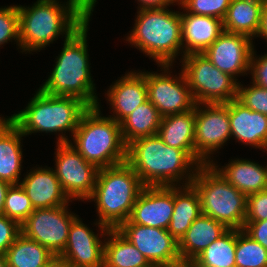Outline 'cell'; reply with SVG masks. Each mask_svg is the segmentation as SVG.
<instances>
[{
    "mask_svg": "<svg viewBox=\"0 0 267 267\" xmlns=\"http://www.w3.org/2000/svg\"><path fill=\"white\" fill-rule=\"evenodd\" d=\"M158 267H189V262H180L169 266H158Z\"/></svg>",
    "mask_w": 267,
    "mask_h": 267,
    "instance_id": "45",
    "label": "cell"
},
{
    "mask_svg": "<svg viewBox=\"0 0 267 267\" xmlns=\"http://www.w3.org/2000/svg\"><path fill=\"white\" fill-rule=\"evenodd\" d=\"M183 57L203 53L223 32V20L181 12Z\"/></svg>",
    "mask_w": 267,
    "mask_h": 267,
    "instance_id": "21",
    "label": "cell"
},
{
    "mask_svg": "<svg viewBox=\"0 0 267 267\" xmlns=\"http://www.w3.org/2000/svg\"><path fill=\"white\" fill-rule=\"evenodd\" d=\"M96 2L37 0L32 6L18 5L21 52H40L60 35L68 39L91 18Z\"/></svg>",
    "mask_w": 267,
    "mask_h": 267,
    "instance_id": "1",
    "label": "cell"
},
{
    "mask_svg": "<svg viewBox=\"0 0 267 267\" xmlns=\"http://www.w3.org/2000/svg\"><path fill=\"white\" fill-rule=\"evenodd\" d=\"M162 116L158 109L147 100L120 122L125 145L139 138L157 135Z\"/></svg>",
    "mask_w": 267,
    "mask_h": 267,
    "instance_id": "28",
    "label": "cell"
},
{
    "mask_svg": "<svg viewBox=\"0 0 267 267\" xmlns=\"http://www.w3.org/2000/svg\"><path fill=\"white\" fill-rule=\"evenodd\" d=\"M29 171L19 184L34 209L60 207L72 202L63 192L52 167H36Z\"/></svg>",
    "mask_w": 267,
    "mask_h": 267,
    "instance_id": "20",
    "label": "cell"
},
{
    "mask_svg": "<svg viewBox=\"0 0 267 267\" xmlns=\"http://www.w3.org/2000/svg\"><path fill=\"white\" fill-rule=\"evenodd\" d=\"M230 138L228 103L195 105V161L200 166L211 164L214 152Z\"/></svg>",
    "mask_w": 267,
    "mask_h": 267,
    "instance_id": "10",
    "label": "cell"
},
{
    "mask_svg": "<svg viewBox=\"0 0 267 267\" xmlns=\"http://www.w3.org/2000/svg\"><path fill=\"white\" fill-rule=\"evenodd\" d=\"M56 145L53 170L63 192L70 201H88L93 194L99 168L86 161L70 143Z\"/></svg>",
    "mask_w": 267,
    "mask_h": 267,
    "instance_id": "11",
    "label": "cell"
},
{
    "mask_svg": "<svg viewBox=\"0 0 267 267\" xmlns=\"http://www.w3.org/2000/svg\"><path fill=\"white\" fill-rule=\"evenodd\" d=\"M12 40L20 48L18 5L0 8V47Z\"/></svg>",
    "mask_w": 267,
    "mask_h": 267,
    "instance_id": "35",
    "label": "cell"
},
{
    "mask_svg": "<svg viewBox=\"0 0 267 267\" xmlns=\"http://www.w3.org/2000/svg\"><path fill=\"white\" fill-rule=\"evenodd\" d=\"M267 220V190L247 195L245 221Z\"/></svg>",
    "mask_w": 267,
    "mask_h": 267,
    "instance_id": "37",
    "label": "cell"
},
{
    "mask_svg": "<svg viewBox=\"0 0 267 267\" xmlns=\"http://www.w3.org/2000/svg\"><path fill=\"white\" fill-rule=\"evenodd\" d=\"M68 206L35 209L21 224V233L60 256L67 244L70 226L78 216L69 212Z\"/></svg>",
    "mask_w": 267,
    "mask_h": 267,
    "instance_id": "12",
    "label": "cell"
},
{
    "mask_svg": "<svg viewBox=\"0 0 267 267\" xmlns=\"http://www.w3.org/2000/svg\"><path fill=\"white\" fill-rule=\"evenodd\" d=\"M211 165L232 186L246 195L267 190V165L264 167L255 161L243 158L231 159L228 164L221 168L214 161Z\"/></svg>",
    "mask_w": 267,
    "mask_h": 267,
    "instance_id": "23",
    "label": "cell"
},
{
    "mask_svg": "<svg viewBox=\"0 0 267 267\" xmlns=\"http://www.w3.org/2000/svg\"><path fill=\"white\" fill-rule=\"evenodd\" d=\"M243 230L267 249V220L245 221Z\"/></svg>",
    "mask_w": 267,
    "mask_h": 267,
    "instance_id": "40",
    "label": "cell"
},
{
    "mask_svg": "<svg viewBox=\"0 0 267 267\" xmlns=\"http://www.w3.org/2000/svg\"><path fill=\"white\" fill-rule=\"evenodd\" d=\"M144 187L127 162L99 168L93 194L88 199L96 203L98 222L109 229H117L129 219Z\"/></svg>",
    "mask_w": 267,
    "mask_h": 267,
    "instance_id": "6",
    "label": "cell"
},
{
    "mask_svg": "<svg viewBox=\"0 0 267 267\" xmlns=\"http://www.w3.org/2000/svg\"><path fill=\"white\" fill-rule=\"evenodd\" d=\"M228 228L212 217L201 214L178 242L182 262L193 261L209 244L216 241Z\"/></svg>",
    "mask_w": 267,
    "mask_h": 267,
    "instance_id": "24",
    "label": "cell"
},
{
    "mask_svg": "<svg viewBox=\"0 0 267 267\" xmlns=\"http://www.w3.org/2000/svg\"><path fill=\"white\" fill-rule=\"evenodd\" d=\"M104 239V262L109 267H153L144 255L116 229Z\"/></svg>",
    "mask_w": 267,
    "mask_h": 267,
    "instance_id": "29",
    "label": "cell"
},
{
    "mask_svg": "<svg viewBox=\"0 0 267 267\" xmlns=\"http://www.w3.org/2000/svg\"><path fill=\"white\" fill-rule=\"evenodd\" d=\"M236 267H267V249L243 229H236Z\"/></svg>",
    "mask_w": 267,
    "mask_h": 267,
    "instance_id": "32",
    "label": "cell"
},
{
    "mask_svg": "<svg viewBox=\"0 0 267 267\" xmlns=\"http://www.w3.org/2000/svg\"><path fill=\"white\" fill-rule=\"evenodd\" d=\"M138 9L164 8L178 4V0H137ZM175 3V4H174Z\"/></svg>",
    "mask_w": 267,
    "mask_h": 267,
    "instance_id": "41",
    "label": "cell"
},
{
    "mask_svg": "<svg viewBox=\"0 0 267 267\" xmlns=\"http://www.w3.org/2000/svg\"><path fill=\"white\" fill-rule=\"evenodd\" d=\"M0 267H8L5 255H0Z\"/></svg>",
    "mask_w": 267,
    "mask_h": 267,
    "instance_id": "46",
    "label": "cell"
},
{
    "mask_svg": "<svg viewBox=\"0 0 267 267\" xmlns=\"http://www.w3.org/2000/svg\"><path fill=\"white\" fill-rule=\"evenodd\" d=\"M168 7L138 9L133 29L126 37L131 46L158 65H173L180 53L183 58L181 12Z\"/></svg>",
    "mask_w": 267,
    "mask_h": 267,
    "instance_id": "5",
    "label": "cell"
},
{
    "mask_svg": "<svg viewBox=\"0 0 267 267\" xmlns=\"http://www.w3.org/2000/svg\"><path fill=\"white\" fill-rule=\"evenodd\" d=\"M64 262L61 260L59 256H55L50 262L45 264L42 267H62Z\"/></svg>",
    "mask_w": 267,
    "mask_h": 267,
    "instance_id": "44",
    "label": "cell"
},
{
    "mask_svg": "<svg viewBox=\"0 0 267 267\" xmlns=\"http://www.w3.org/2000/svg\"><path fill=\"white\" fill-rule=\"evenodd\" d=\"M198 191L201 212L228 229H243L247 195L232 186L211 164L201 165L191 183Z\"/></svg>",
    "mask_w": 267,
    "mask_h": 267,
    "instance_id": "8",
    "label": "cell"
},
{
    "mask_svg": "<svg viewBox=\"0 0 267 267\" xmlns=\"http://www.w3.org/2000/svg\"><path fill=\"white\" fill-rule=\"evenodd\" d=\"M21 233L20 225L7 216L0 215V255H5L8 248Z\"/></svg>",
    "mask_w": 267,
    "mask_h": 267,
    "instance_id": "38",
    "label": "cell"
},
{
    "mask_svg": "<svg viewBox=\"0 0 267 267\" xmlns=\"http://www.w3.org/2000/svg\"><path fill=\"white\" fill-rule=\"evenodd\" d=\"M248 87L238 85L237 100L252 111L267 116V89L251 83Z\"/></svg>",
    "mask_w": 267,
    "mask_h": 267,
    "instance_id": "36",
    "label": "cell"
},
{
    "mask_svg": "<svg viewBox=\"0 0 267 267\" xmlns=\"http://www.w3.org/2000/svg\"><path fill=\"white\" fill-rule=\"evenodd\" d=\"M253 49V41L248 36L224 31L203 54L219 70L238 81L239 74L249 73Z\"/></svg>",
    "mask_w": 267,
    "mask_h": 267,
    "instance_id": "16",
    "label": "cell"
},
{
    "mask_svg": "<svg viewBox=\"0 0 267 267\" xmlns=\"http://www.w3.org/2000/svg\"><path fill=\"white\" fill-rule=\"evenodd\" d=\"M231 0H178L181 10L194 15H206L223 20Z\"/></svg>",
    "mask_w": 267,
    "mask_h": 267,
    "instance_id": "34",
    "label": "cell"
},
{
    "mask_svg": "<svg viewBox=\"0 0 267 267\" xmlns=\"http://www.w3.org/2000/svg\"><path fill=\"white\" fill-rule=\"evenodd\" d=\"M100 103L89 107L69 143L98 168L111 167L126 162V148L120 123L102 116Z\"/></svg>",
    "mask_w": 267,
    "mask_h": 267,
    "instance_id": "7",
    "label": "cell"
},
{
    "mask_svg": "<svg viewBox=\"0 0 267 267\" xmlns=\"http://www.w3.org/2000/svg\"><path fill=\"white\" fill-rule=\"evenodd\" d=\"M236 229H228L203 250L189 266L236 267Z\"/></svg>",
    "mask_w": 267,
    "mask_h": 267,
    "instance_id": "31",
    "label": "cell"
},
{
    "mask_svg": "<svg viewBox=\"0 0 267 267\" xmlns=\"http://www.w3.org/2000/svg\"><path fill=\"white\" fill-rule=\"evenodd\" d=\"M174 209V186H145L129 221L143 226L168 229Z\"/></svg>",
    "mask_w": 267,
    "mask_h": 267,
    "instance_id": "17",
    "label": "cell"
},
{
    "mask_svg": "<svg viewBox=\"0 0 267 267\" xmlns=\"http://www.w3.org/2000/svg\"><path fill=\"white\" fill-rule=\"evenodd\" d=\"M201 212L198 191L190 185L174 186V209L168 232L179 242Z\"/></svg>",
    "mask_w": 267,
    "mask_h": 267,
    "instance_id": "26",
    "label": "cell"
},
{
    "mask_svg": "<svg viewBox=\"0 0 267 267\" xmlns=\"http://www.w3.org/2000/svg\"><path fill=\"white\" fill-rule=\"evenodd\" d=\"M228 113L231 138L267 152V116L252 111L237 99L228 102Z\"/></svg>",
    "mask_w": 267,
    "mask_h": 267,
    "instance_id": "19",
    "label": "cell"
},
{
    "mask_svg": "<svg viewBox=\"0 0 267 267\" xmlns=\"http://www.w3.org/2000/svg\"><path fill=\"white\" fill-rule=\"evenodd\" d=\"M10 186L8 182L0 180V215L3 214L4 200Z\"/></svg>",
    "mask_w": 267,
    "mask_h": 267,
    "instance_id": "43",
    "label": "cell"
},
{
    "mask_svg": "<svg viewBox=\"0 0 267 267\" xmlns=\"http://www.w3.org/2000/svg\"><path fill=\"white\" fill-rule=\"evenodd\" d=\"M181 60V70L196 104L228 103L237 98L240 81L219 70L203 53L188 54Z\"/></svg>",
    "mask_w": 267,
    "mask_h": 267,
    "instance_id": "9",
    "label": "cell"
},
{
    "mask_svg": "<svg viewBox=\"0 0 267 267\" xmlns=\"http://www.w3.org/2000/svg\"><path fill=\"white\" fill-rule=\"evenodd\" d=\"M157 135L166 145L186 151L195 160V107L162 117Z\"/></svg>",
    "mask_w": 267,
    "mask_h": 267,
    "instance_id": "25",
    "label": "cell"
},
{
    "mask_svg": "<svg viewBox=\"0 0 267 267\" xmlns=\"http://www.w3.org/2000/svg\"><path fill=\"white\" fill-rule=\"evenodd\" d=\"M116 230L132 243L153 267L182 262L178 241L167 229L134 224L127 220Z\"/></svg>",
    "mask_w": 267,
    "mask_h": 267,
    "instance_id": "14",
    "label": "cell"
},
{
    "mask_svg": "<svg viewBox=\"0 0 267 267\" xmlns=\"http://www.w3.org/2000/svg\"><path fill=\"white\" fill-rule=\"evenodd\" d=\"M102 267H109V266L104 262Z\"/></svg>",
    "mask_w": 267,
    "mask_h": 267,
    "instance_id": "47",
    "label": "cell"
},
{
    "mask_svg": "<svg viewBox=\"0 0 267 267\" xmlns=\"http://www.w3.org/2000/svg\"><path fill=\"white\" fill-rule=\"evenodd\" d=\"M20 129L6 117H0V180L11 185L20 183L23 161Z\"/></svg>",
    "mask_w": 267,
    "mask_h": 267,
    "instance_id": "22",
    "label": "cell"
},
{
    "mask_svg": "<svg viewBox=\"0 0 267 267\" xmlns=\"http://www.w3.org/2000/svg\"><path fill=\"white\" fill-rule=\"evenodd\" d=\"M95 226L101 231L100 235L93 232L81 221L80 217H76L69 229L68 241L59 256L65 265L69 267H102L104 263V242L101 241L107 236L109 228L94 222ZM100 236V237H99Z\"/></svg>",
    "mask_w": 267,
    "mask_h": 267,
    "instance_id": "15",
    "label": "cell"
},
{
    "mask_svg": "<svg viewBox=\"0 0 267 267\" xmlns=\"http://www.w3.org/2000/svg\"><path fill=\"white\" fill-rule=\"evenodd\" d=\"M88 109L89 106L76 97L50 95L38 89L25 109L8 118L24 136L39 132L59 133L56 143H69L66 131L73 136Z\"/></svg>",
    "mask_w": 267,
    "mask_h": 267,
    "instance_id": "4",
    "label": "cell"
},
{
    "mask_svg": "<svg viewBox=\"0 0 267 267\" xmlns=\"http://www.w3.org/2000/svg\"><path fill=\"white\" fill-rule=\"evenodd\" d=\"M89 21L90 18L68 39L64 38L55 67L39 89L50 95L76 97L89 107H97L99 98L91 78L87 45Z\"/></svg>",
    "mask_w": 267,
    "mask_h": 267,
    "instance_id": "3",
    "label": "cell"
},
{
    "mask_svg": "<svg viewBox=\"0 0 267 267\" xmlns=\"http://www.w3.org/2000/svg\"><path fill=\"white\" fill-rule=\"evenodd\" d=\"M126 162L145 186L190 185L200 167L186 151L166 145L158 135L129 143Z\"/></svg>",
    "mask_w": 267,
    "mask_h": 267,
    "instance_id": "2",
    "label": "cell"
},
{
    "mask_svg": "<svg viewBox=\"0 0 267 267\" xmlns=\"http://www.w3.org/2000/svg\"><path fill=\"white\" fill-rule=\"evenodd\" d=\"M34 210L29 197L21 185H11L4 200L3 215L15 220L21 226Z\"/></svg>",
    "mask_w": 267,
    "mask_h": 267,
    "instance_id": "33",
    "label": "cell"
},
{
    "mask_svg": "<svg viewBox=\"0 0 267 267\" xmlns=\"http://www.w3.org/2000/svg\"><path fill=\"white\" fill-rule=\"evenodd\" d=\"M8 267H42L55 255L38 242L20 233L6 251Z\"/></svg>",
    "mask_w": 267,
    "mask_h": 267,
    "instance_id": "30",
    "label": "cell"
},
{
    "mask_svg": "<svg viewBox=\"0 0 267 267\" xmlns=\"http://www.w3.org/2000/svg\"><path fill=\"white\" fill-rule=\"evenodd\" d=\"M265 0H231L225 18L224 31L256 38ZM254 37V38H253Z\"/></svg>",
    "mask_w": 267,
    "mask_h": 267,
    "instance_id": "27",
    "label": "cell"
},
{
    "mask_svg": "<svg viewBox=\"0 0 267 267\" xmlns=\"http://www.w3.org/2000/svg\"><path fill=\"white\" fill-rule=\"evenodd\" d=\"M254 50L252 51L249 66V75L250 73L252 75V82L250 83L267 89V53L258 58Z\"/></svg>",
    "mask_w": 267,
    "mask_h": 267,
    "instance_id": "39",
    "label": "cell"
},
{
    "mask_svg": "<svg viewBox=\"0 0 267 267\" xmlns=\"http://www.w3.org/2000/svg\"><path fill=\"white\" fill-rule=\"evenodd\" d=\"M262 37L267 42V0H265L260 19V26L256 37Z\"/></svg>",
    "mask_w": 267,
    "mask_h": 267,
    "instance_id": "42",
    "label": "cell"
},
{
    "mask_svg": "<svg viewBox=\"0 0 267 267\" xmlns=\"http://www.w3.org/2000/svg\"><path fill=\"white\" fill-rule=\"evenodd\" d=\"M158 66L164 72L145 71V82L148 100L158 109L160 115L164 117L193 109L196 103L182 70L178 73L179 76H172V65Z\"/></svg>",
    "mask_w": 267,
    "mask_h": 267,
    "instance_id": "13",
    "label": "cell"
},
{
    "mask_svg": "<svg viewBox=\"0 0 267 267\" xmlns=\"http://www.w3.org/2000/svg\"><path fill=\"white\" fill-rule=\"evenodd\" d=\"M114 82L105 93L113 112V115L108 116L120 123L148 100L145 71H130Z\"/></svg>",
    "mask_w": 267,
    "mask_h": 267,
    "instance_id": "18",
    "label": "cell"
}]
</instances>
